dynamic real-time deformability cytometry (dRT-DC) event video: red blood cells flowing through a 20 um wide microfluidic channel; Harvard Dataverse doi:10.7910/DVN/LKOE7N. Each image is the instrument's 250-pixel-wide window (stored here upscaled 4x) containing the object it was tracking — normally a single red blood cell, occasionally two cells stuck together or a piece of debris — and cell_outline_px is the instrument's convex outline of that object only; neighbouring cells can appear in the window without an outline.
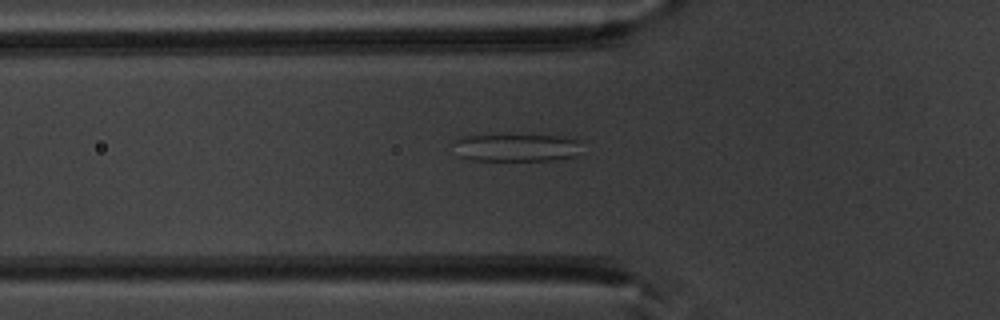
{"species": "common noctule bat (a hibernating species)", "species_latin": "Nyctalus noctula", "temperature_condition": "warm", "stored_images_in_passage": 37, "camera_frame_rate_fps": 3000, "um_per_image_px": 0.085, "animal": {"sex": "male", "body_mass_g": 20.1, "forearm_length_mm": 53.5}, "frame": {"image": 1, "passage_image": 4, "time_ms": 1.0, "image_size_px": [1000, 320], "cell_outline_px": [[576, 156], [556, 160], [472, 160], [460, 156], [456, 140], [460, 136], [504, 132], [560, 136], [576, 140]], "centroid_in_image_um": [43.83, 12.49], "position_along_channel_um": 82.0, "area_um2": 21.15}}
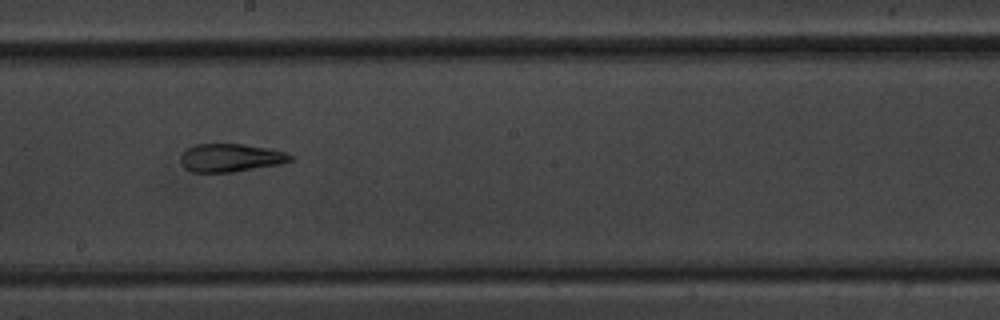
{"frame": {"image": 2, "passage_image": 15, "time_ms": 4.667, "image_size_px": [1000, 320], "cell_outline_px": [[292, 160], [280, 164], [232, 172], [192, 172], [184, 168], [180, 160], [180, 156], [188, 148], [196, 144], [244, 144], [268, 148], [284, 152], [292, 156]], "centroid_in_image_um": [19.58, 13.41], "position_along_channel_um": 228.6, "area_um2": 17.86}}
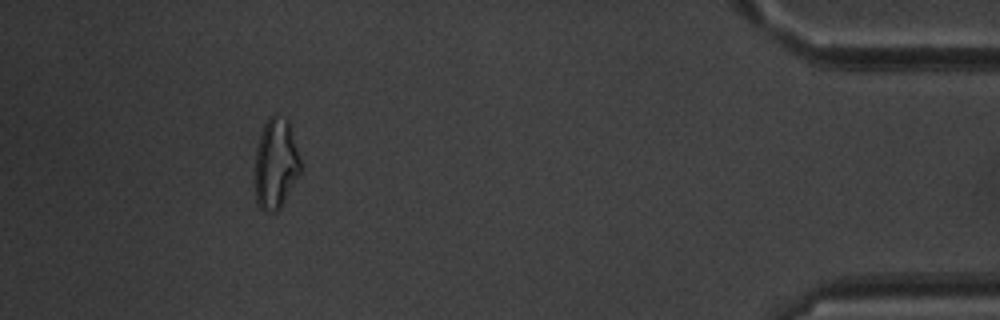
{"frame": {"image": 3, "passage_image": 33, "time_ms": 10.667, "image_size_px": [1000, 320], "cell_outline_px": [[300, 172], [280, 208], [276, 212], [268, 212], [260, 208], [256, 204], [256, 148], [264, 124], [268, 116], [272, 112], [276, 112], [288, 120], [300, 160]], "centroid_in_image_um": [23.43, 13.88], "position_along_channel_um": 411.8, "area_um2": 23.81}, "authors_computed_cell_mechanics": {"area_um2": 19.5364, "velocity_mm_per_s": 3.9798, "shape_relaxation_time_tau1_ms": null, "shape_relaxation_time_tau2_ms": 1.9313, "deformation_change_tau1": null, "deformation_change_tau2": 0.1204}}